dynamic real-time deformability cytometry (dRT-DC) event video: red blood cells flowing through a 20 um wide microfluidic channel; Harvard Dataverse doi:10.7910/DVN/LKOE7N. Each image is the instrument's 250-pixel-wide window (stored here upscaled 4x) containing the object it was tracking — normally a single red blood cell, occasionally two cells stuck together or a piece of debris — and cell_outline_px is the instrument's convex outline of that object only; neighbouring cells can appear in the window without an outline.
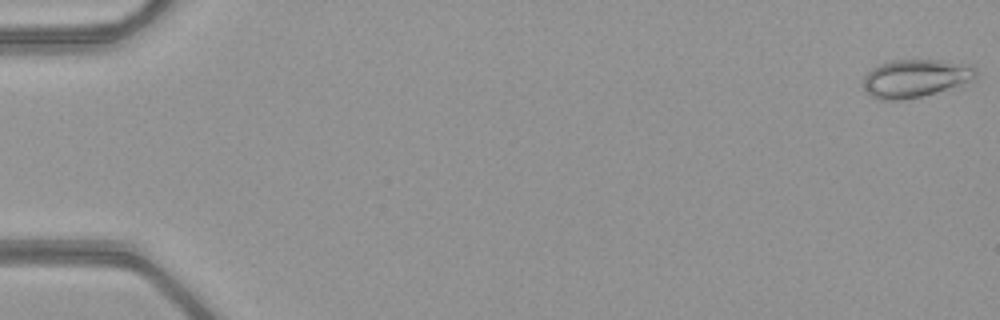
{"species": "common noctule bat (a hibernating species)", "species_latin": "Nyctalus noctula", "temperature_condition": "warm", "stored_images_in_passage": 52, "camera_frame_rate_fps": 3000, "um_per_image_px": 0.085, "animal": {"sex": "female", "body_mass_g": 21.9}, "frame": {"image": 1, "passage_image": 1, "time_ms": 0.0, "image_size_px": [1000, 320], "cell_outline_px": [[976, 76], [972, 80], [936, 92], [920, 96], [900, 100], [880, 100], [868, 96], [864, 88], [864, 76], [872, 68], [880, 64], [892, 60], [944, 60], [972, 64], [976, 68]], "centroid_in_image_um": [77.79, 6.64], "position_along_channel_um": 7.2, "area_um2": 24.91}}
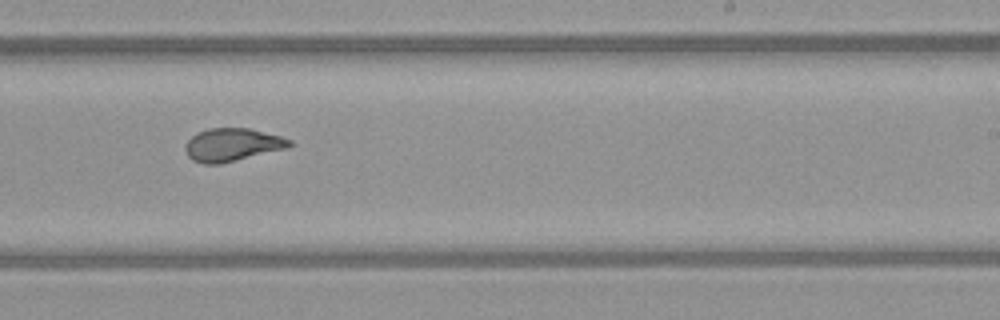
{"frame": {"image": 2, "passage_image": 33, "time_ms": 10.667, "image_size_px": [1000, 320], "cell_outline_px": [[292, 144], [288, 148], [220, 164], [204, 164], [192, 160], [188, 156], [184, 148], [184, 144], [192, 136], [208, 128], [248, 128], [280, 136], [292, 140]], "centroid_in_image_um": [19.73, 12.31], "position_along_channel_um": 269.3, "area_um2": 20.0}}
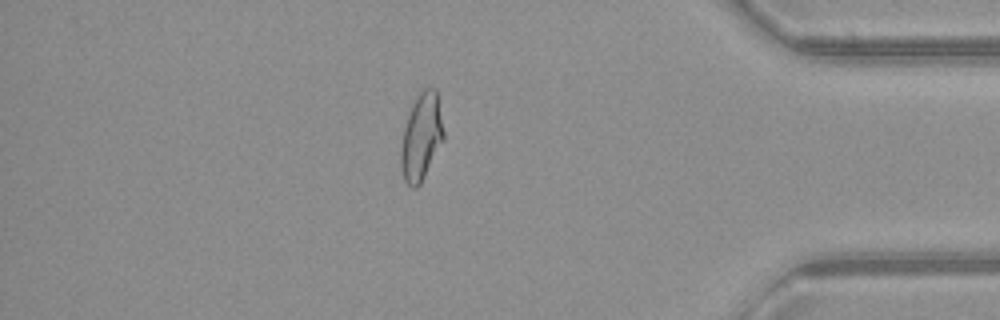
{"frame": {"image": 3, "passage_image": 45, "time_ms": 14.667, "image_size_px": [1000, 320], "cell_outline_px": [[444, 140], [420, 184], [416, 188], [412, 188], [404, 180], [400, 164], [400, 148], [404, 128], [412, 100], [424, 88], [436, 88], [444, 132]], "centroid_in_image_um": [35.8, 11.62], "position_along_channel_um": 399.4, "area_um2": 21.79}, "authors_computed_cell_mechanics": {"area_um2": 21.675, "velocity_mm_per_s": 4.0752, "shape_relaxation_time_tau1_ms": 7.3071, "shape_relaxation_time_tau2_ms": 0.5948, "deformation_change_tau1": 0.2145, "deformation_change_tau2": 0.0514}}